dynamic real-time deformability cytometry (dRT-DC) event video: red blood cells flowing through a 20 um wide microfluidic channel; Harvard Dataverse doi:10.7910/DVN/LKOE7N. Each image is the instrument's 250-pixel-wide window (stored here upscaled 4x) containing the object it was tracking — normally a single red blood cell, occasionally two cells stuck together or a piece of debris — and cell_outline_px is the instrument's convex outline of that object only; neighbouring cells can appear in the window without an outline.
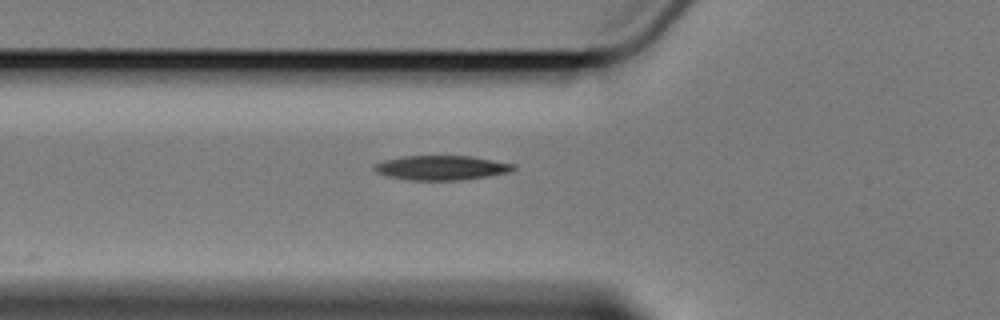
{"species": "Egyptian fruit bat (a non-hibernating species)", "species_latin": "Rousettus aegyptiacus", "temperature_condition": "cold", "stored_images_in_passage": 3, "camera_frame_rate_fps": 3000, "um_per_image_px": 0.085, "animal": {"sex": "female"}, "frame": {"image": 1, "passage_image": 3, "time_ms": 2.667, "image_size_px": [1000, 320], "cell_outline_px": [[516, 168], [512, 172], [488, 176], [460, 180], [408, 180], [388, 176], [376, 172], [372, 168], [376, 164], [384, 160], [400, 156], [472, 156], [516, 164]], "centroid_in_image_um": [37.55, 14.26], "position_along_channel_um": 88.2, "area_um2": 20.0}}